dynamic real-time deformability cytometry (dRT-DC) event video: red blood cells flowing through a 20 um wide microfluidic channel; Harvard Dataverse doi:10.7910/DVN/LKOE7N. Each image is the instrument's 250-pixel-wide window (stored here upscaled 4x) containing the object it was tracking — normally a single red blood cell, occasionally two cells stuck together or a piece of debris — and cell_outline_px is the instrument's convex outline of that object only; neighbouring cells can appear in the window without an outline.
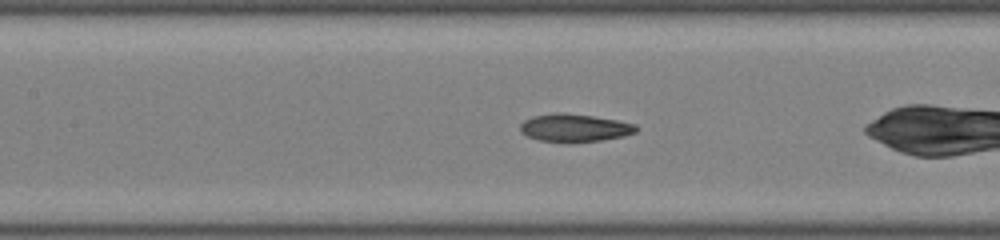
{"species": "common noctule bat (a hibernating species)", "species_latin": "Nyctalus noctula", "temperature_condition": "room temperature", "stored_images_in_passage": 48, "camera_frame_rate_fps": 3000, "um_per_image_px": 0.085, "animal": {"sex": "male", "body_mass_g": 19.0, "forearm_length_mm": 50.8}, "frame": {"image": 1, "passage_image": 21, "time_ms": 6.667, "image_size_px": [1000, 240], "cell_outline_px": [[640, 128], [636, 132], [624, 136], [600, 140], [536, 140], [520, 132], [520, 124], [524, 120], [532, 116], [556, 112], [564, 112], [592, 116], [616, 120], [636, 124]], "centroid_in_image_um": [48.84, 10.83], "position_along_channel_um": 158.6, "area_um2": 18.38}}
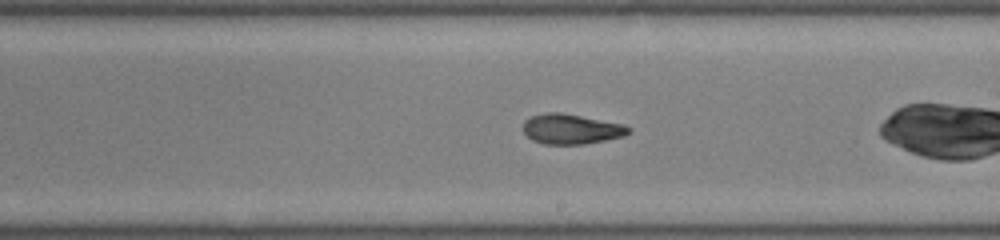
{"frame": {"image": 2, "passage_image": 27, "time_ms": 8.667, "image_size_px": [1000, 240], "cell_outline_px": [[632, 132], [624, 136], [584, 144], [544, 144], [532, 140], [524, 132], [524, 120], [532, 116], [544, 112], [560, 112], [624, 124], [632, 128]], "centroid_in_image_um": [48.58, 10.96], "position_along_channel_um": 240.4, "area_um2": 18.5}}
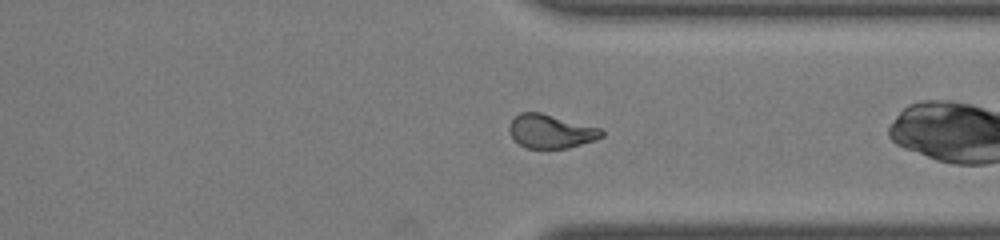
{"frame": {"image": 3, "passage_image": 36, "time_ms": 11.667, "image_size_px": [1000, 240], "cell_outline_px": [[604, 136], [596, 140], [568, 148], [528, 148], [520, 144], [508, 132], [508, 128], [512, 120], [520, 112], [540, 112], [600, 128], [604, 132]], "centroid_in_image_um": [46.83, 11.16], "position_along_channel_um": 364.6, "area_um2": 18.03}, "authors_computed_cell_mechanics": {"area_um2": 19.0451, "velocity_mm_per_s": 4.116, "shape_relaxation_time_tau1_ms": 5.2135, "shape_relaxation_time_tau2_ms": 1.6329, "deformation_change_tau1": 0.2022, "deformation_change_tau2": 0.0732}}